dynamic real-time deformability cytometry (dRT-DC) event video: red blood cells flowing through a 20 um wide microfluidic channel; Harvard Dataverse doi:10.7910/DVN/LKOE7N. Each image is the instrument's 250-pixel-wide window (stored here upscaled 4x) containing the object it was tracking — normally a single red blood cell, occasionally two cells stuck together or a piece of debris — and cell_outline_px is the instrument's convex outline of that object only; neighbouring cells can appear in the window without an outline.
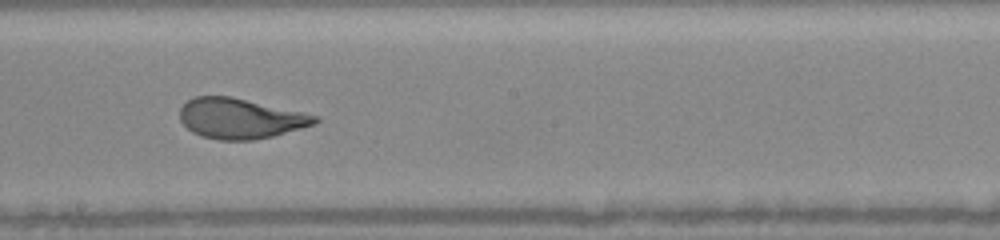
{"species": "human", "species_latin": "Homo sapiens", "temperature_condition": "warm", "stored_images_in_passage": 15, "camera_frame_rate_fps": 3000, "um_per_image_px": 0.085, "donor": {"sex": "female"}, "frame": {"image": 1, "passage_image": 11, "time_ms": 6.667, "image_size_px": [1000, 240], "cell_outline_px": [[320, 120], [316, 124], [272, 136], [252, 140], [220, 140], [200, 136], [192, 132], [180, 120], [180, 108], [188, 100], [196, 96], [232, 96], [320, 116]], "centroid_in_image_um": [20.43, 10.06], "position_along_channel_um": 227.8, "area_um2": 31.73}}
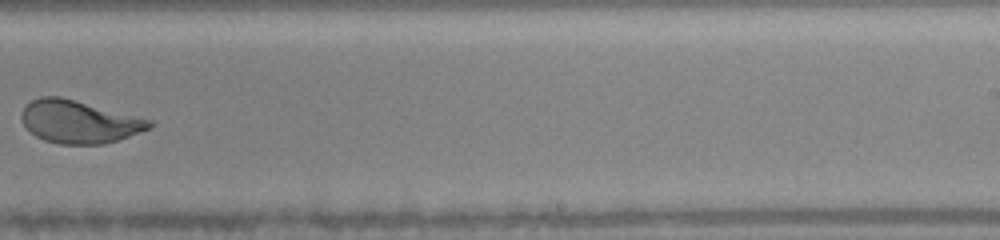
{"frame": {"image": 2, "passage_image": 13, "time_ms": 8.0, "image_size_px": [1000, 240], "cell_outline_px": [[156, 124], [152, 128], [104, 144], [60, 144], [44, 140], [36, 136], [20, 120], [20, 112], [32, 100], [40, 96], [60, 96], [152, 120]], "centroid_in_image_um": [6.72, 10.34], "position_along_channel_um": 282.3, "area_um2": 31.73}}